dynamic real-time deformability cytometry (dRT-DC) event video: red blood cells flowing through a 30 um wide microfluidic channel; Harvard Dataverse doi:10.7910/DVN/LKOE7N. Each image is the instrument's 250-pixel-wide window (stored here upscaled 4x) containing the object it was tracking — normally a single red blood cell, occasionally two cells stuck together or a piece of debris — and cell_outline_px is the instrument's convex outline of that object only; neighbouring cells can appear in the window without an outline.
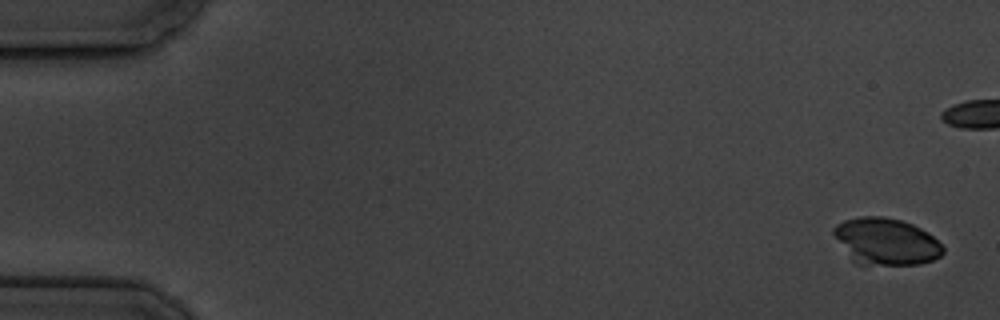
{"species": "common noctule bat (a hibernating species)", "species_latin": "Nyctalus noctula", "temperature_condition": "cold", "stored_images_in_passage": 9, "camera_frame_rate_fps": 3000, "um_per_image_px": 0.085, "animal": {"sex": "male", "body_mass_g": 19.5, "forearm_length_mm": 54.6}, "frame": {"image": 1, "passage_image": 1, "time_ms": 0.0, "image_size_px": [1000, 320], "cell_outline_px": [[944, 252], [940, 256], [932, 260], [920, 264], [856, 264], [852, 260], [832, 232], [832, 228], [836, 224], [844, 220], [860, 216], [884, 216], [900, 220], [912, 224], [928, 232], [944, 248]], "centroid_in_image_um": [75.3, 20.51], "position_along_channel_um": 9.7, "area_um2": 29.59}}
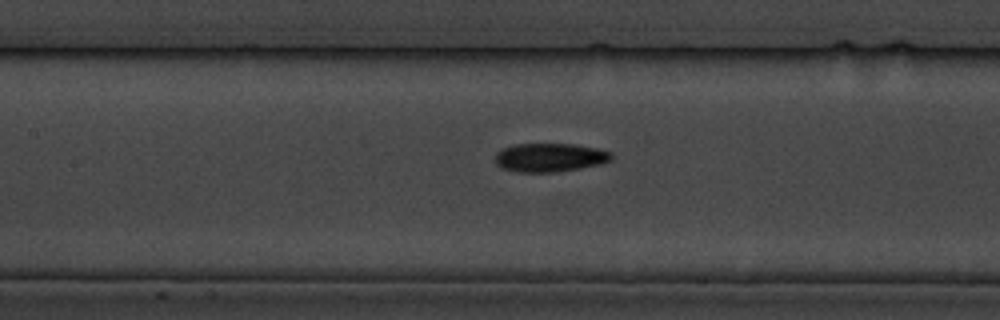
{"frame": {"image": 2, "passage_image": 9, "time_ms": 10.0, "image_size_px": [1000, 320], "cell_outline_px": [[612, 160], [600, 164], [580, 168], [556, 172], [516, 172], [504, 168], [496, 164], [496, 152], [504, 148], [516, 144], [572, 144], [600, 148], [612, 152]], "centroid_in_image_um": [46.77, 13.38], "position_along_channel_um": 160.6, "area_um2": 19.42}}